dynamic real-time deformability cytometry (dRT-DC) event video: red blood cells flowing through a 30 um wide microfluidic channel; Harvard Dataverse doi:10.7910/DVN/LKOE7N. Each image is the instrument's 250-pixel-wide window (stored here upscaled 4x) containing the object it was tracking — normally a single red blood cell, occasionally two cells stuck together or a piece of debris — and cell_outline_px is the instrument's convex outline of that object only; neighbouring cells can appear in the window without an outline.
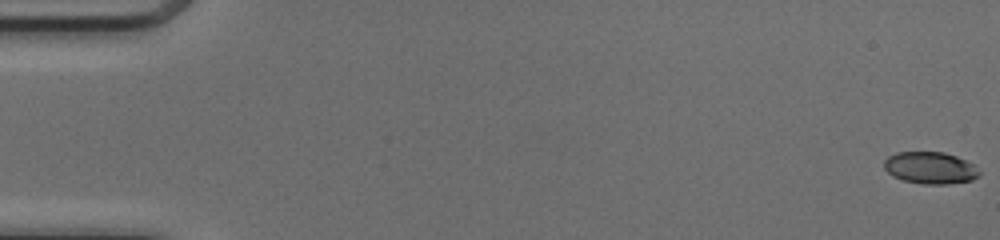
{"species": "common noctule bat (a hibernating species)", "species_latin": "Nyctalus noctula", "temperature_condition": "cold", "stored_images_in_passage": 17, "camera_frame_rate_fps": 3000, "um_per_image_px": 0.085, "animal": {"sex": "female", "body_mass_g": 17.0, "forearm_length_mm": 48.0}, "frame": {"image": 1, "passage_image": 1, "time_ms": 0.0, "image_size_px": [1000, 240], "cell_outline_px": [[980, 176], [972, 180], [948, 184], [924, 184], [904, 180], [892, 176], [884, 168], [884, 160], [888, 156], [896, 152], [944, 152], [956, 156], [972, 164], [980, 172]], "centroid_in_image_um": [79.06, 14.27], "position_along_channel_um": 5.9, "area_um2": 17.69}}